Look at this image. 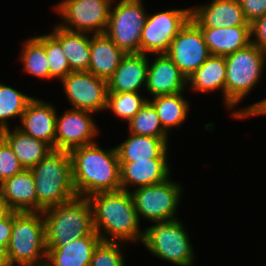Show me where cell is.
<instances>
[{
  "mask_svg": "<svg viewBox=\"0 0 266 266\" xmlns=\"http://www.w3.org/2000/svg\"><path fill=\"white\" fill-rule=\"evenodd\" d=\"M148 66L146 54H126L107 80L108 93L139 92L146 85Z\"/></svg>",
  "mask_w": 266,
  "mask_h": 266,
  "instance_id": "ac0fdd59",
  "label": "cell"
},
{
  "mask_svg": "<svg viewBox=\"0 0 266 266\" xmlns=\"http://www.w3.org/2000/svg\"><path fill=\"white\" fill-rule=\"evenodd\" d=\"M33 98L0 83V131L9 128L7 122L9 118L20 117L21 119Z\"/></svg>",
  "mask_w": 266,
  "mask_h": 266,
  "instance_id": "f1b7e54d",
  "label": "cell"
},
{
  "mask_svg": "<svg viewBox=\"0 0 266 266\" xmlns=\"http://www.w3.org/2000/svg\"><path fill=\"white\" fill-rule=\"evenodd\" d=\"M266 51L250 43L225 56V105L231 109L259 82L263 73Z\"/></svg>",
  "mask_w": 266,
  "mask_h": 266,
  "instance_id": "8992f818",
  "label": "cell"
},
{
  "mask_svg": "<svg viewBox=\"0 0 266 266\" xmlns=\"http://www.w3.org/2000/svg\"><path fill=\"white\" fill-rule=\"evenodd\" d=\"M31 171L35 180L37 212L78 196L73 185L69 152L53 149Z\"/></svg>",
  "mask_w": 266,
  "mask_h": 266,
  "instance_id": "3957f363",
  "label": "cell"
},
{
  "mask_svg": "<svg viewBox=\"0 0 266 266\" xmlns=\"http://www.w3.org/2000/svg\"><path fill=\"white\" fill-rule=\"evenodd\" d=\"M60 44L72 71H88L90 61V35L73 32L57 25L50 33Z\"/></svg>",
  "mask_w": 266,
  "mask_h": 266,
  "instance_id": "d4e9b609",
  "label": "cell"
},
{
  "mask_svg": "<svg viewBox=\"0 0 266 266\" xmlns=\"http://www.w3.org/2000/svg\"><path fill=\"white\" fill-rule=\"evenodd\" d=\"M46 246H65L94 231L89 198L77 196L43 212Z\"/></svg>",
  "mask_w": 266,
  "mask_h": 266,
  "instance_id": "277c9868",
  "label": "cell"
},
{
  "mask_svg": "<svg viewBox=\"0 0 266 266\" xmlns=\"http://www.w3.org/2000/svg\"><path fill=\"white\" fill-rule=\"evenodd\" d=\"M0 266H11L8 258L7 247L4 246H0Z\"/></svg>",
  "mask_w": 266,
  "mask_h": 266,
  "instance_id": "ab89813d",
  "label": "cell"
},
{
  "mask_svg": "<svg viewBox=\"0 0 266 266\" xmlns=\"http://www.w3.org/2000/svg\"><path fill=\"white\" fill-rule=\"evenodd\" d=\"M114 0H62L55 5L62 16V28L73 32L103 34L109 21ZM65 24V25H64Z\"/></svg>",
  "mask_w": 266,
  "mask_h": 266,
  "instance_id": "30bf717a",
  "label": "cell"
},
{
  "mask_svg": "<svg viewBox=\"0 0 266 266\" xmlns=\"http://www.w3.org/2000/svg\"><path fill=\"white\" fill-rule=\"evenodd\" d=\"M56 118L57 113L53 105L33 98L21 116L22 127L17 128L55 149Z\"/></svg>",
  "mask_w": 266,
  "mask_h": 266,
  "instance_id": "e0dca14e",
  "label": "cell"
},
{
  "mask_svg": "<svg viewBox=\"0 0 266 266\" xmlns=\"http://www.w3.org/2000/svg\"><path fill=\"white\" fill-rule=\"evenodd\" d=\"M190 19V8L147 15L141 32L140 53L166 54L171 41Z\"/></svg>",
  "mask_w": 266,
  "mask_h": 266,
  "instance_id": "8fae6325",
  "label": "cell"
},
{
  "mask_svg": "<svg viewBox=\"0 0 266 266\" xmlns=\"http://www.w3.org/2000/svg\"><path fill=\"white\" fill-rule=\"evenodd\" d=\"M0 192L11 211L37 212L35 180L31 169H23L0 183Z\"/></svg>",
  "mask_w": 266,
  "mask_h": 266,
  "instance_id": "ffe728a7",
  "label": "cell"
},
{
  "mask_svg": "<svg viewBox=\"0 0 266 266\" xmlns=\"http://www.w3.org/2000/svg\"><path fill=\"white\" fill-rule=\"evenodd\" d=\"M187 77L167 54H155L149 63L146 90L154 97L181 93L187 88Z\"/></svg>",
  "mask_w": 266,
  "mask_h": 266,
  "instance_id": "9a60e30c",
  "label": "cell"
},
{
  "mask_svg": "<svg viewBox=\"0 0 266 266\" xmlns=\"http://www.w3.org/2000/svg\"><path fill=\"white\" fill-rule=\"evenodd\" d=\"M1 133L24 169L36 166L53 150L47 143L23 133L17 126L13 130L10 128L2 130Z\"/></svg>",
  "mask_w": 266,
  "mask_h": 266,
  "instance_id": "484cf974",
  "label": "cell"
},
{
  "mask_svg": "<svg viewBox=\"0 0 266 266\" xmlns=\"http://www.w3.org/2000/svg\"><path fill=\"white\" fill-rule=\"evenodd\" d=\"M246 21H253L266 14V0H239Z\"/></svg>",
  "mask_w": 266,
  "mask_h": 266,
  "instance_id": "d590c367",
  "label": "cell"
},
{
  "mask_svg": "<svg viewBox=\"0 0 266 266\" xmlns=\"http://www.w3.org/2000/svg\"><path fill=\"white\" fill-rule=\"evenodd\" d=\"M7 252L11 266L46 265L47 247L42 212L13 211V226Z\"/></svg>",
  "mask_w": 266,
  "mask_h": 266,
  "instance_id": "5b68a950",
  "label": "cell"
},
{
  "mask_svg": "<svg viewBox=\"0 0 266 266\" xmlns=\"http://www.w3.org/2000/svg\"><path fill=\"white\" fill-rule=\"evenodd\" d=\"M200 29L211 55L225 57L250 44V26Z\"/></svg>",
  "mask_w": 266,
  "mask_h": 266,
  "instance_id": "603a6c76",
  "label": "cell"
},
{
  "mask_svg": "<svg viewBox=\"0 0 266 266\" xmlns=\"http://www.w3.org/2000/svg\"><path fill=\"white\" fill-rule=\"evenodd\" d=\"M166 54L187 78L211 55L201 29L191 19L171 41Z\"/></svg>",
  "mask_w": 266,
  "mask_h": 266,
  "instance_id": "4fadbf2b",
  "label": "cell"
},
{
  "mask_svg": "<svg viewBox=\"0 0 266 266\" xmlns=\"http://www.w3.org/2000/svg\"><path fill=\"white\" fill-rule=\"evenodd\" d=\"M73 109L98 112L106 110L108 82L89 71H71L61 80Z\"/></svg>",
  "mask_w": 266,
  "mask_h": 266,
  "instance_id": "7c38bea8",
  "label": "cell"
},
{
  "mask_svg": "<svg viewBox=\"0 0 266 266\" xmlns=\"http://www.w3.org/2000/svg\"><path fill=\"white\" fill-rule=\"evenodd\" d=\"M191 20L199 28L250 26L239 0H213L202 7L191 8Z\"/></svg>",
  "mask_w": 266,
  "mask_h": 266,
  "instance_id": "2e32d148",
  "label": "cell"
},
{
  "mask_svg": "<svg viewBox=\"0 0 266 266\" xmlns=\"http://www.w3.org/2000/svg\"><path fill=\"white\" fill-rule=\"evenodd\" d=\"M252 35L256 38H250V43L266 51V14L250 24V36Z\"/></svg>",
  "mask_w": 266,
  "mask_h": 266,
  "instance_id": "8d00e7d4",
  "label": "cell"
},
{
  "mask_svg": "<svg viewBox=\"0 0 266 266\" xmlns=\"http://www.w3.org/2000/svg\"><path fill=\"white\" fill-rule=\"evenodd\" d=\"M23 169L24 167L20 164L13 149L0 131V183L21 172Z\"/></svg>",
  "mask_w": 266,
  "mask_h": 266,
  "instance_id": "e575fe53",
  "label": "cell"
},
{
  "mask_svg": "<svg viewBox=\"0 0 266 266\" xmlns=\"http://www.w3.org/2000/svg\"><path fill=\"white\" fill-rule=\"evenodd\" d=\"M226 61L224 56L209 58L187 78V85L197 92L222 90L225 101Z\"/></svg>",
  "mask_w": 266,
  "mask_h": 266,
  "instance_id": "4316f807",
  "label": "cell"
},
{
  "mask_svg": "<svg viewBox=\"0 0 266 266\" xmlns=\"http://www.w3.org/2000/svg\"><path fill=\"white\" fill-rule=\"evenodd\" d=\"M101 241L94 230L88 236L70 241L65 246H46L45 266H89L93 251Z\"/></svg>",
  "mask_w": 266,
  "mask_h": 266,
  "instance_id": "44dd1931",
  "label": "cell"
},
{
  "mask_svg": "<svg viewBox=\"0 0 266 266\" xmlns=\"http://www.w3.org/2000/svg\"><path fill=\"white\" fill-rule=\"evenodd\" d=\"M170 175L167 159H147L120 162L121 190L130 192L128 185L137 188L160 183Z\"/></svg>",
  "mask_w": 266,
  "mask_h": 266,
  "instance_id": "d6986e66",
  "label": "cell"
},
{
  "mask_svg": "<svg viewBox=\"0 0 266 266\" xmlns=\"http://www.w3.org/2000/svg\"><path fill=\"white\" fill-rule=\"evenodd\" d=\"M168 138L131 134L127 140L116 146L119 162H133L147 159H167Z\"/></svg>",
  "mask_w": 266,
  "mask_h": 266,
  "instance_id": "cb8c5ba5",
  "label": "cell"
},
{
  "mask_svg": "<svg viewBox=\"0 0 266 266\" xmlns=\"http://www.w3.org/2000/svg\"><path fill=\"white\" fill-rule=\"evenodd\" d=\"M126 54L105 34H93L90 39L88 71L108 80Z\"/></svg>",
  "mask_w": 266,
  "mask_h": 266,
  "instance_id": "7402d4cb",
  "label": "cell"
},
{
  "mask_svg": "<svg viewBox=\"0 0 266 266\" xmlns=\"http://www.w3.org/2000/svg\"><path fill=\"white\" fill-rule=\"evenodd\" d=\"M128 127L131 134L168 138V133L163 129L155 107L149 100L128 122Z\"/></svg>",
  "mask_w": 266,
  "mask_h": 266,
  "instance_id": "4dcf8cb0",
  "label": "cell"
},
{
  "mask_svg": "<svg viewBox=\"0 0 266 266\" xmlns=\"http://www.w3.org/2000/svg\"><path fill=\"white\" fill-rule=\"evenodd\" d=\"M93 143L71 150L72 178L78 196L121 190L116 147L106 150Z\"/></svg>",
  "mask_w": 266,
  "mask_h": 266,
  "instance_id": "6da1fadb",
  "label": "cell"
},
{
  "mask_svg": "<svg viewBox=\"0 0 266 266\" xmlns=\"http://www.w3.org/2000/svg\"><path fill=\"white\" fill-rule=\"evenodd\" d=\"M147 14L141 0H120L110 8L105 34L125 53H140L141 32Z\"/></svg>",
  "mask_w": 266,
  "mask_h": 266,
  "instance_id": "ba28073f",
  "label": "cell"
},
{
  "mask_svg": "<svg viewBox=\"0 0 266 266\" xmlns=\"http://www.w3.org/2000/svg\"><path fill=\"white\" fill-rule=\"evenodd\" d=\"M147 98H142L139 92L108 93L106 109L128 122L145 105Z\"/></svg>",
  "mask_w": 266,
  "mask_h": 266,
  "instance_id": "1f68e13d",
  "label": "cell"
},
{
  "mask_svg": "<svg viewBox=\"0 0 266 266\" xmlns=\"http://www.w3.org/2000/svg\"><path fill=\"white\" fill-rule=\"evenodd\" d=\"M10 212L11 210L6 203V200L2 197L0 192V220L6 217Z\"/></svg>",
  "mask_w": 266,
  "mask_h": 266,
  "instance_id": "f35d334b",
  "label": "cell"
},
{
  "mask_svg": "<svg viewBox=\"0 0 266 266\" xmlns=\"http://www.w3.org/2000/svg\"><path fill=\"white\" fill-rule=\"evenodd\" d=\"M88 198L93 211V227L101 241L121 243L143 240L144 231L140 230V221L130 192H101Z\"/></svg>",
  "mask_w": 266,
  "mask_h": 266,
  "instance_id": "7a4b0ae2",
  "label": "cell"
},
{
  "mask_svg": "<svg viewBox=\"0 0 266 266\" xmlns=\"http://www.w3.org/2000/svg\"><path fill=\"white\" fill-rule=\"evenodd\" d=\"M13 226V211L0 220V246L8 247Z\"/></svg>",
  "mask_w": 266,
  "mask_h": 266,
  "instance_id": "74e56055",
  "label": "cell"
},
{
  "mask_svg": "<svg viewBox=\"0 0 266 266\" xmlns=\"http://www.w3.org/2000/svg\"><path fill=\"white\" fill-rule=\"evenodd\" d=\"M92 112L69 109L64 115L56 118L55 149L70 152L71 150L96 143L98 128L91 117Z\"/></svg>",
  "mask_w": 266,
  "mask_h": 266,
  "instance_id": "5bb4252c",
  "label": "cell"
},
{
  "mask_svg": "<svg viewBox=\"0 0 266 266\" xmlns=\"http://www.w3.org/2000/svg\"><path fill=\"white\" fill-rule=\"evenodd\" d=\"M36 38L45 46L50 79L59 78L62 80L65 78L72 70L64 55L61 44L50 33L36 36Z\"/></svg>",
  "mask_w": 266,
  "mask_h": 266,
  "instance_id": "d6a6232c",
  "label": "cell"
},
{
  "mask_svg": "<svg viewBox=\"0 0 266 266\" xmlns=\"http://www.w3.org/2000/svg\"><path fill=\"white\" fill-rule=\"evenodd\" d=\"M144 231L142 243L156 257L177 266H191L195 253L183 223L158 222Z\"/></svg>",
  "mask_w": 266,
  "mask_h": 266,
  "instance_id": "52a82bcc",
  "label": "cell"
},
{
  "mask_svg": "<svg viewBox=\"0 0 266 266\" xmlns=\"http://www.w3.org/2000/svg\"><path fill=\"white\" fill-rule=\"evenodd\" d=\"M182 93L161 95L153 97L152 100L149 99L155 107L163 129L167 133L169 129L180 126L188 115L189 104Z\"/></svg>",
  "mask_w": 266,
  "mask_h": 266,
  "instance_id": "83f0119b",
  "label": "cell"
},
{
  "mask_svg": "<svg viewBox=\"0 0 266 266\" xmlns=\"http://www.w3.org/2000/svg\"><path fill=\"white\" fill-rule=\"evenodd\" d=\"M119 242L100 241L95 247L89 266H124Z\"/></svg>",
  "mask_w": 266,
  "mask_h": 266,
  "instance_id": "836d02e7",
  "label": "cell"
},
{
  "mask_svg": "<svg viewBox=\"0 0 266 266\" xmlns=\"http://www.w3.org/2000/svg\"><path fill=\"white\" fill-rule=\"evenodd\" d=\"M21 59L25 72L38 78L50 79L45 46L36 38L31 37L24 42Z\"/></svg>",
  "mask_w": 266,
  "mask_h": 266,
  "instance_id": "f546056e",
  "label": "cell"
},
{
  "mask_svg": "<svg viewBox=\"0 0 266 266\" xmlns=\"http://www.w3.org/2000/svg\"><path fill=\"white\" fill-rule=\"evenodd\" d=\"M182 188L168 177L166 180L131 191L138 219L140 216L151 222L176 220L175 213L181 200Z\"/></svg>",
  "mask_w": 266,
  "mask_h": 266,
  "instance_id": "9c48e42d",
  "label": "cell"
}]
</instances>
